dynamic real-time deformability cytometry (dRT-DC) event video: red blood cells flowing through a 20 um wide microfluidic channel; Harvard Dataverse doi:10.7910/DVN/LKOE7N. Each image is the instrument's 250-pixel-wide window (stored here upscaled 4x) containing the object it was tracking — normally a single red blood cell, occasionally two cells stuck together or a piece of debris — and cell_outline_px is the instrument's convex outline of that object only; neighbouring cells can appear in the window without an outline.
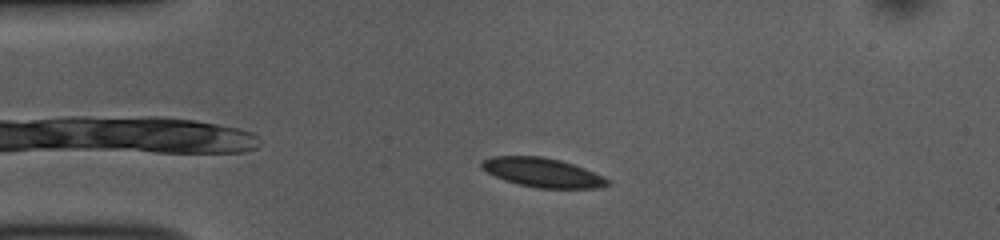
{"species": "common noctule bat (a hibernating species)", "species_latin": "Nyctalus noctula", "temperature_condition": "room temperature", "stored_images_in_passage": 47, "camera_frame_rate_fps": 3000, "um_per_image_px": 0.085, "animal": {"sex": "female", "body_mass_g": 10.0, "forearm_length_mm": 53.1}, "frame": {"image": 1, "passage_image": 6, "time_ms": 1.667, "image_size_px": [1000, 240], "cell_outline_px": [[612, 184], [600, 188], [536, 188], [516, 184], [504, 180], [488, 172], [480, 164], [484, 160], [492, 156], [544, 156], [560, 160], [584, 168], [604, 176]], "centroid_in_image_um": [46.15, 14.67], "position_along_channel_um": 38.8, "area_um2": 21.39}}
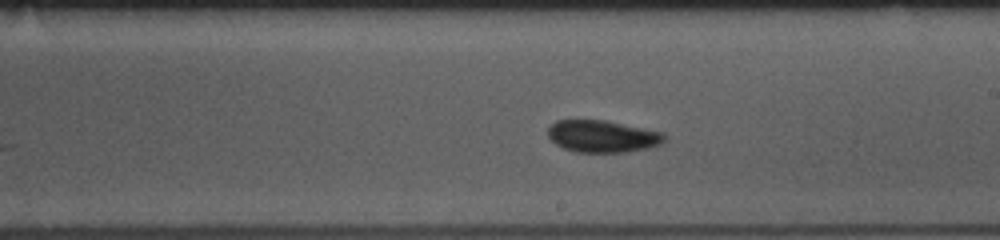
{"frame": {"image": 2, "passage_image": 24, "time_ms": 7.667, "image_size_px": [1000, 240], "cell_outline_px": [[668, 136], [660, 144], [648, 148], [628, 152], [576, 152], [564, 148], [556, 144], [548, 136], [548, 128], [556, 120], [604, 120], [664, 132]], "centroid_in_image_um": [51.24, 11.58], "position_along_channel_um": 237.8, "area_um2": 21.79}}
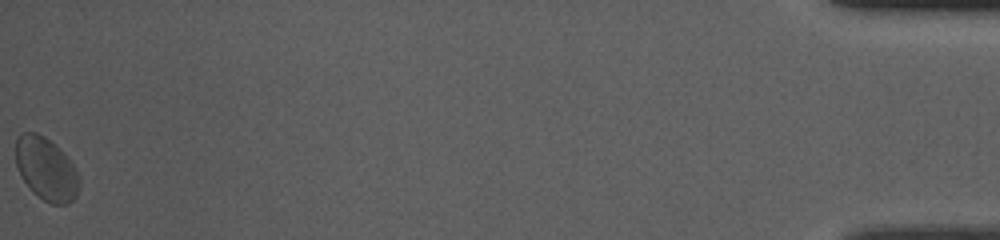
{"frame": {"image": 3, "passage_image": 47, "time_ms": 15.333, "image_size_px": [1000, 240], "cell_outline_px": [[80, 184], [76, 196], [68, 204], [52, 204], [44, 200], [32, 192], [24, 180], [16, 164], [16, 140], [20, 132], [36, 132], [44, 136], [60, 148], [76, 168], [80, 176]], "centroid_in_image_um": [3.95, 14.35], "position_along_channel_um": 431.3, "area_um2": 23.41}, "authors_computed_cell_mechanics": {"area_um2": 21.5016, "velocity_mm_per_s": 3.7893, "shape_relaxation_time_tau1_ms": 2.3198, "shape_relaxation_time_tau2_ms": 2.1773, "deformation_change_tau1": 0.0554, "deformation_change_tau2": 0.0532}}